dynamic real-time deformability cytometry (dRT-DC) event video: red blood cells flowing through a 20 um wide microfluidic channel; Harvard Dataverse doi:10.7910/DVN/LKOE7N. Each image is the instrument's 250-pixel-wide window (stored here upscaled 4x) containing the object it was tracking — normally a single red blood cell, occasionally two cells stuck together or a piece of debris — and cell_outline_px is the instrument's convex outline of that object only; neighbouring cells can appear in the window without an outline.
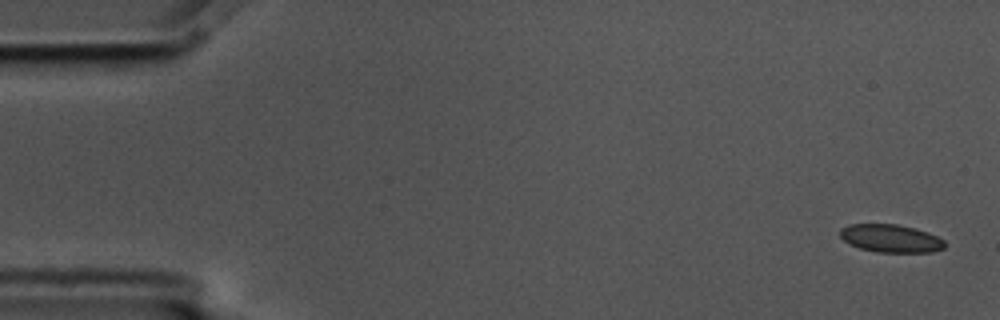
{"species": "common noctule bat (a hibernating species)", "species_latin": "Nyctalus noctula", "temperature_condition": "cold", "stored_images_in_passage": 5, "camera_frame_rate_fps": 3000, "um_per_image_px": 0.085, "animal": {"sex": "male", "body_mass_g": 17.5, "forearm_length_mm": 52.3}, "frame": {"image": 1, "passage_image": 1, "time_ms": 0.0, "image_size_px": [1000, 320], "cell_outline_px": [[944, 248], [932, 252], [876, 252], [860, 248], [844, 240], [840, 236], [840, 228], [848, 224], [896, 224], [916, 228], [928, 232], [944, 240]], "centroid_in_image_um": [75.71, 20.25], "position_along_channel_um": 9.3, "area_um2": 16.99}}
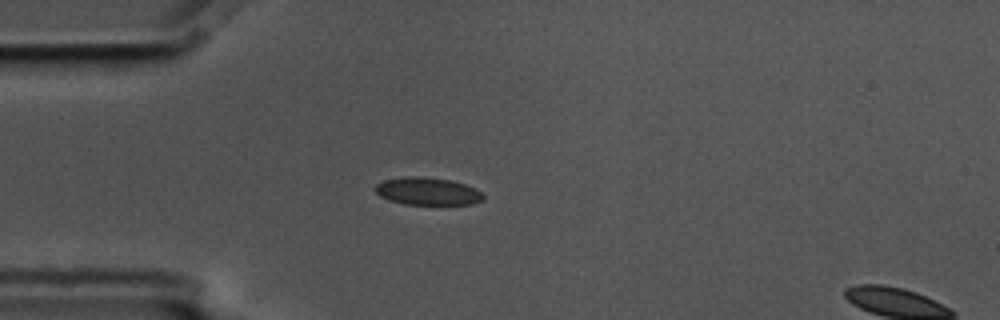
{"frame": {"image": 2, "passage_image": 4, "time_ms": 1.0, "image_size_px": [1000, 320], "cell_outline_px": [[484, 200], [472, 204], [404, 204], [388, 200], [380, 196], [372, 188], [376, 184], [384, 180], [404, 176], [416, 176], [452, 180], [476, 188], [484, 196]], "centroid_in_image_um": [36.32, 16.25], "position_along_channel_um": 48.7, "area_um2": 17.46}}